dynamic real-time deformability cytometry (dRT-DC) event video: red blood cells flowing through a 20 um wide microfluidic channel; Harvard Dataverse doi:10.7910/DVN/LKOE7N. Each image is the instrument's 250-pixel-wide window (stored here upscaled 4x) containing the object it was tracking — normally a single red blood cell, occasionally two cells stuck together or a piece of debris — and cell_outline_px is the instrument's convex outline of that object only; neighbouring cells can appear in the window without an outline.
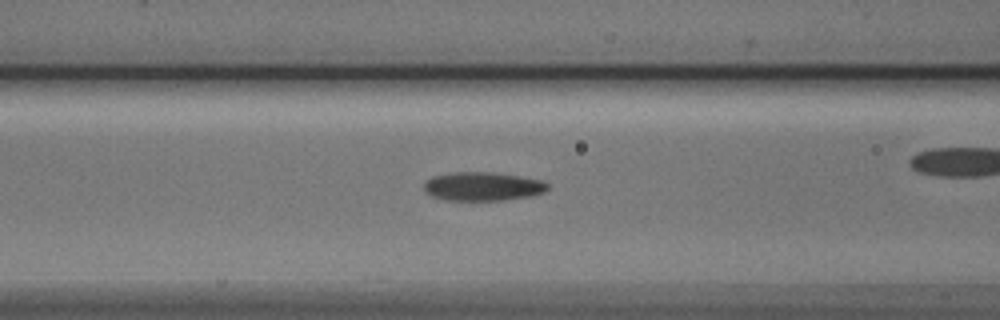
{"species": "Egyptian fruit bat (a non-hibernating species)", "species_latin": "Rousettus aegyptiacus", "temperature_condition": "cold", "stored_images_in_passage": 46, "camera_frame_rate_fps": 3000, "um_per_image_px": 0.085, "animal": {"sex": "male"}, "frame": {"image": 1, "passage_image": 14, "time_ms": 4.333, "image_size_px": [1000, 320], "cell_outline_px": [[548, 188], [544, 192], [532, 196], [504, 200], [444, 200], [432, 196], [424, 192], [424, 184], [432, 176], [456, 172], [492, 172], [544, 180], [548, 184]], "centroid_in_image_um": [41.04, 15.85], "position_along_channel_um": 125.6, "area_um2": 20.75}}
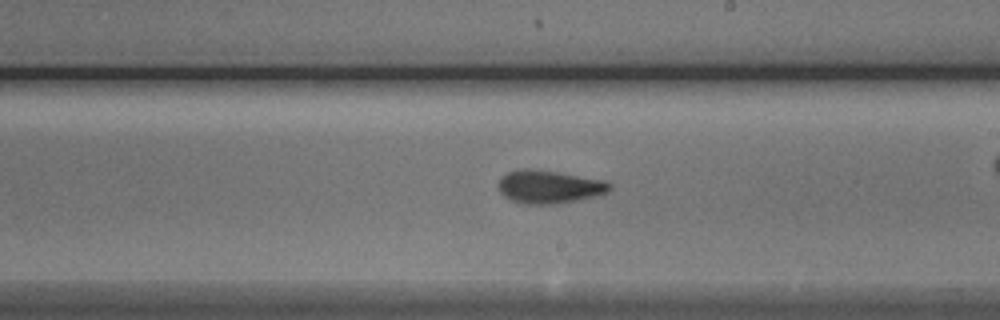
{"frame": {"image": 2, "passage_image": 23, "time_ms": 7.333, "image_size_px": [1000, 320], "cell_outline_px": [[612, 188], [608, 192], [596, 196], [580, 200], [560, 204], [520, 204], [504, 196], [496, 188], [496, 184], [500, 176], [508, 172], [520, 168], [528, 168], [556, 172], [604, 180], [612, 184]], "centroid_in_image_um": [46.64, 15.89], "position_along_channel_um": 242.4, "area_um2": 21.91}}
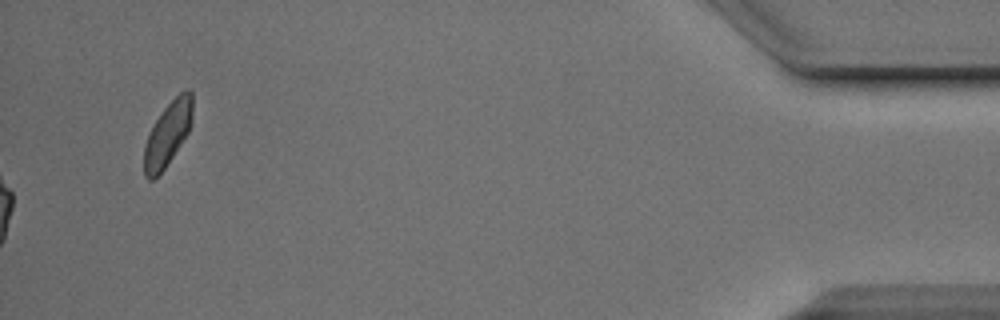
{"frame": {"image": 3, "passage_image": 46, "time_ms": 15.0, "image_size_px": [1000, 320], "cell_outline_px": [[192, 112], [188, 132], [164, 168], [152, 180], [148, 180], [144, 176], [144, 148], [148, 136], [156, 120], [164, 108], [180, 92], [188, 88], [192, 92]], "centroid_in_image_um": [14.24, 11.37], "position_along_channel_um": 421.0, "area_um2": 17.51}, "authors_computed_cell_mechanics": {"area_um2": 20.2011, "velocity_mm_per_s": 3.8928, "shape_relaxation_time_tau1_ms": 4.1262, "shape_relaxation_time_tau2_ms": 1.7543, "deformation_change_tau1": 0.1637, "deformation_change_tau2": 0.0822}}